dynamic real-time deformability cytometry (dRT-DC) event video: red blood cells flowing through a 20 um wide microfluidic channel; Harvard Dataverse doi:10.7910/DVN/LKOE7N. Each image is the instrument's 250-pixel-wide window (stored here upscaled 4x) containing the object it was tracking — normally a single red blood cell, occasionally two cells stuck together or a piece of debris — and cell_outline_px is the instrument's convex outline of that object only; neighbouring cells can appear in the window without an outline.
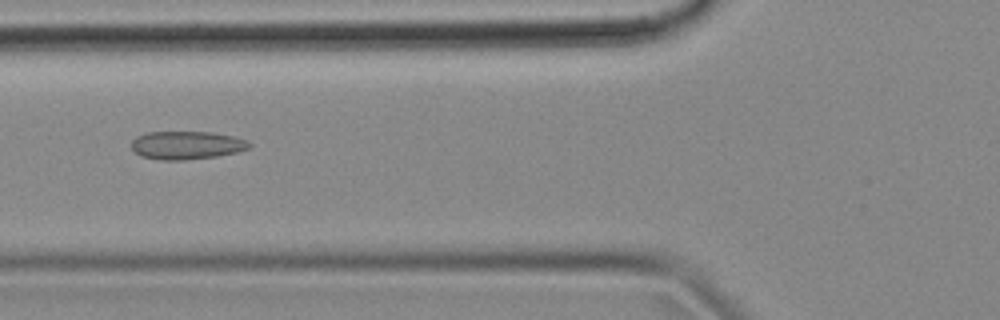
{"species": "common noctule bat (a hibernating species)", "species_latin": "Nyctalus noctula", "temperature_condition": "cold", "stored_images_in_passage": 54, "camera_frame_rate_fps": 3000, "um_per_image_px": 0.085, "animal": {"sex": "female", "body_mass_g": 18.4}, "frame": {"image": 1, "passage_image": 20, "time_ms": 6.333, "image_size_px": [1000, 320], "cell_outline_px": [[252, 144], [248, 148], [236, 152], [216, 156], [184, 160], [160, 160], [140, 156], [132, 148], [132, 140], [136, 136], [148, 132], [212, 132], [236, 136], [248, 140]], "centroid_in_image_um": [15.88, 12.33], "position_along_channel_um": 109.9, "area_um2": 19.42}}
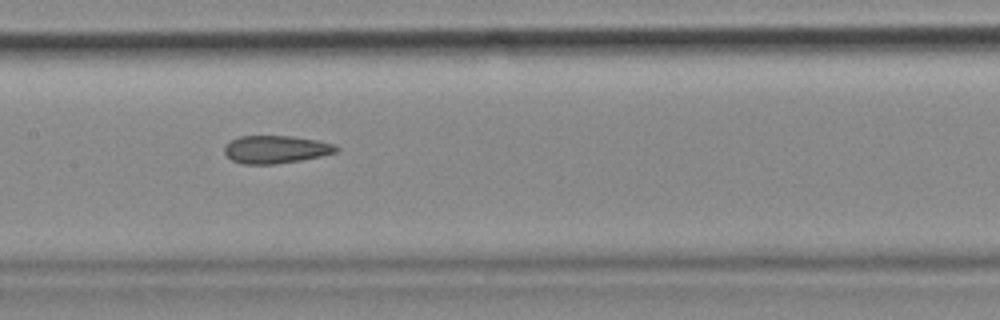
{"frame": {"image": 2, "passage_image": 26, "time_ms": 8.333, "image_size_px": [1000, 320], "cell_outline_px": [[340, 148], [336, 152], [320, 156], [300, 160], [276, 164], [244, 164], [232, 160], [224, 152], [224, 148], [232, 140], [240, 136], [292, 136], [316, 140], [336, 144]], "centroid_in_image_um": [23.47, 12.7], "position_along_channel_um": 183.9, "area_um2": 17.98}}
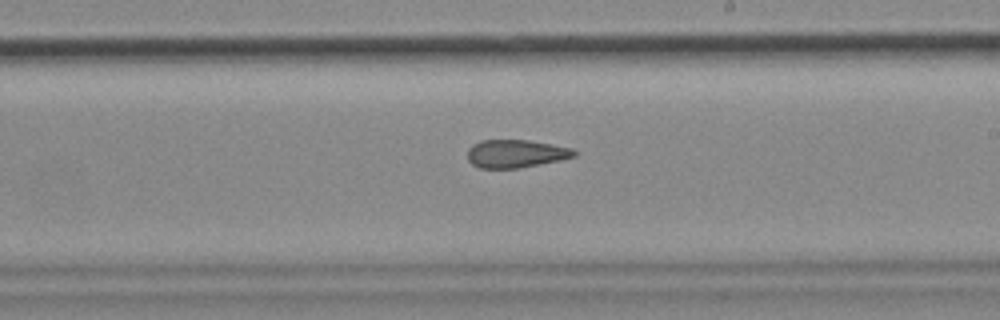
{"frame": {"image": 3, "passage_image": 31, "time_ms": 10.0, "image_size_px": [1000, 320], "cell_outline_px": [[576, 156], [560, 160], [520, 168], [480, 168], [472, 164], [468, 160], [468, 148], [472, 144], [480, 140], [528, 140], [552, 144], [572, 148], [576, 152]], "centroid_in_image_um": [43.83, 13.06], "position_along_channel_um": 245.2, "area_um2": 17.46}, "authors_computed_cell_mechanics": {"area_um2": 19.0451, "velocity_mm_per_s": 3.6883, "shape_relaxation_time_tau1_ms": null, "shape_relaxation_time_tau2_ms": 2.7334, "deformation_change_tau1": null, "deformation_change_tau2": 0.1142}}